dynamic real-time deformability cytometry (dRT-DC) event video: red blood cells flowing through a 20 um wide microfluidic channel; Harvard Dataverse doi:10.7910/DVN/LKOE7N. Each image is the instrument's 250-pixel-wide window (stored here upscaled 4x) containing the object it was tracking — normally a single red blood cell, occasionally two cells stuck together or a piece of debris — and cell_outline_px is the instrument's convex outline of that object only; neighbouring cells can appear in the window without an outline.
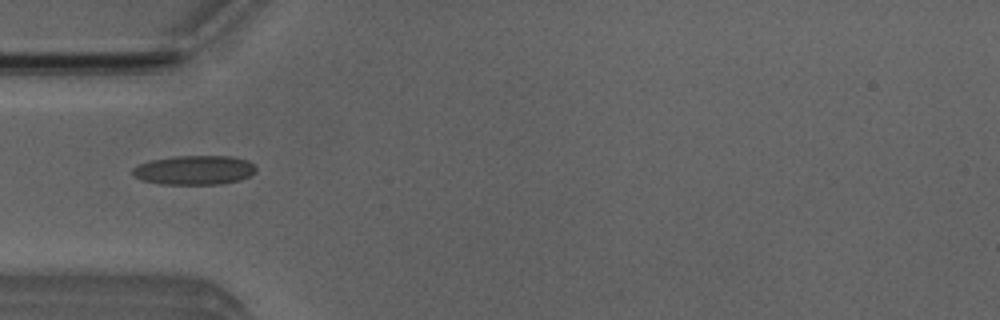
{"species": "Egyptian fruit bat (a non-hibernating species)", "species_latin": "Rousettus aegyptiacus", "temperature_condition": "room temperature", "stored_images_in_passage": 36, "camera_frame_rate_fps": 3000, "um_per_image_px": 0.085, "animal": {"sex": "male"}, "frame": {"image": 1, "passage_image": 1, "time_ms": 0.0, "image_size_px": [1000, 320], "cell_outline_px": [[256, 172], [240, 180], [220, 184], [160, 184], [144, 180], [132, 176], [132, 168], [140, 164], [152, 160], [172, 156], [232, 156], [248, 160], [256, 168]], "centroid_in_image_um": [16.52, 14.45], "position_along_channel_um": 68.5, "area_um2": 21.04}}
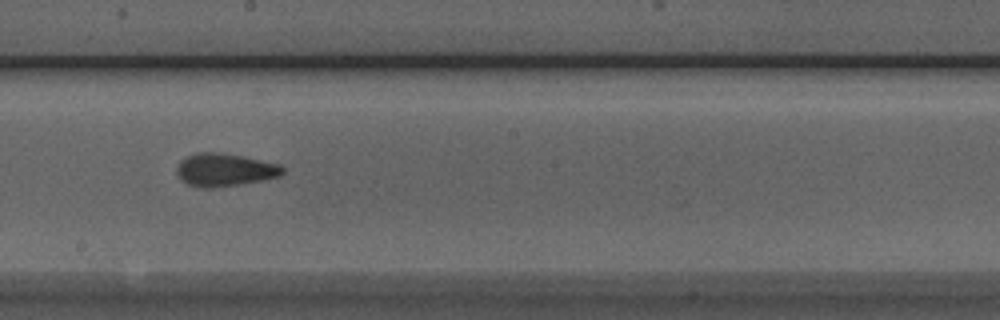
{"frame": {"image": 2, "passage_image": 13, "time_ms": 4.0, "image_size_px": [1000, 320], "cell_outline_px": [[284, 172], [280, 176], [264, 180], [240, 184], [208, 188], [200, 188], [188, 184], [176, 172], [176, 168], [180, 160], [196, 152], [216, 152], [240, 156], [280, 164], [284, 168]], "centroid_in_image_um": [19.11, 14.44], "position_along_channel_um": 229.1, "area_um2": 20.11}}
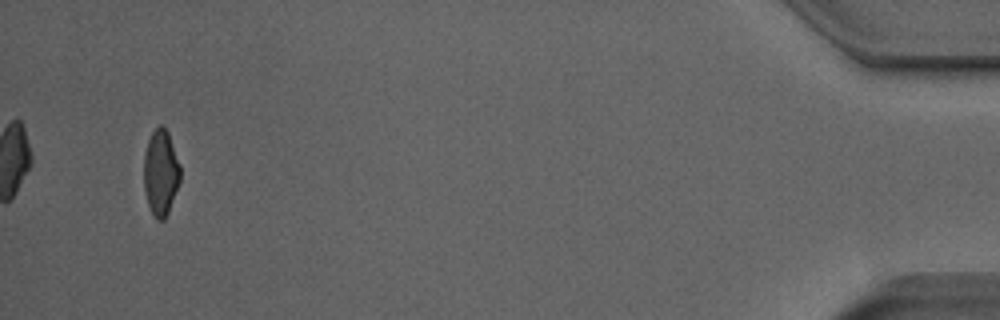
{"frame": {"image": 3, "passage_image": 34, "time_ms": 11.0, "image_size_px": [1000, 320], "cell_outline_px": [[180, 180], [168, 212], [164, 220], [156, 220], [148, 204], [144, 192], [144, 152], [148, 140], [152, 132], [160, 124], [164, 124], [168, 132], [180, 164]], "centroid_in_image_um": [13.65, 14.64], "position_along_channel_um": 421.5, "area_um2": 18.26}, "authors_computed_cell_mechanics": {"area_um2": 19.3919, "velocity_mm_per_s": 4.0015, "shape_relaxation_time_tau1_ms": 5.4706, "shape_relaxation_time_tau2_ms": 1.699, "deformation_change_tau1": 0.1702, "deformation_change_tau2": 0.0903}}